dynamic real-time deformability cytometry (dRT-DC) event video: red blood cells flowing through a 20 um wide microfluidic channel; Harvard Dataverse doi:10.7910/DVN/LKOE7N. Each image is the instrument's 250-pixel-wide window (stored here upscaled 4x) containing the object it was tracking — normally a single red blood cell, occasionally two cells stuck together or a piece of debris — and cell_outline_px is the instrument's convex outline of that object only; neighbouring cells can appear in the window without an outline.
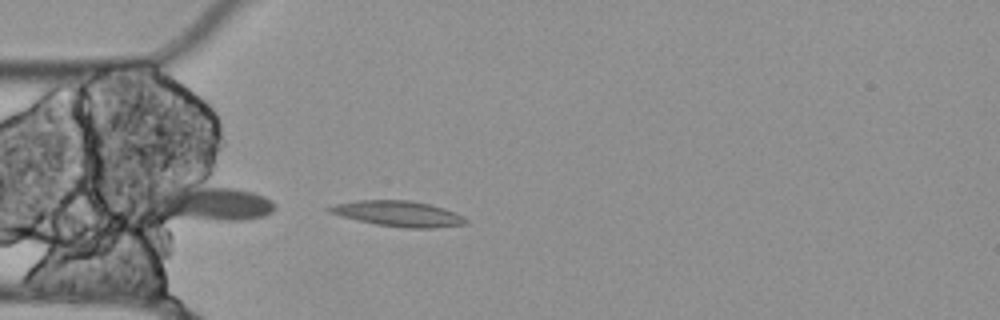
{"species": "Egyptian fruit bat (a non-hibernating species)", "species_latin": "Rousettus aegyptiacus", "temperature_condition": "cold", "stored_images_in_passage": 11, "camera_frame_rate_fps": 3000, "um_per_image_px": 0.085, "animal": {"sex": "female"}, "frame": {"image": 1, "passage_image": 11, "time_ms": 3.333, "image_size_px": [1000, 320], "cell_outline_px": [[468, 224], [432, 228], [408, 228], [376, 224], [340, 216], [328, 212], [324, 208], [336, 204], [356, 200], [408, 200], [428, 204], [444, 208], [456, 212], [468, 220]], "centroid_in_image_um": [33.85, 18.16], "position_along_channel_um": 51.1, "area_um2": 20.29}}